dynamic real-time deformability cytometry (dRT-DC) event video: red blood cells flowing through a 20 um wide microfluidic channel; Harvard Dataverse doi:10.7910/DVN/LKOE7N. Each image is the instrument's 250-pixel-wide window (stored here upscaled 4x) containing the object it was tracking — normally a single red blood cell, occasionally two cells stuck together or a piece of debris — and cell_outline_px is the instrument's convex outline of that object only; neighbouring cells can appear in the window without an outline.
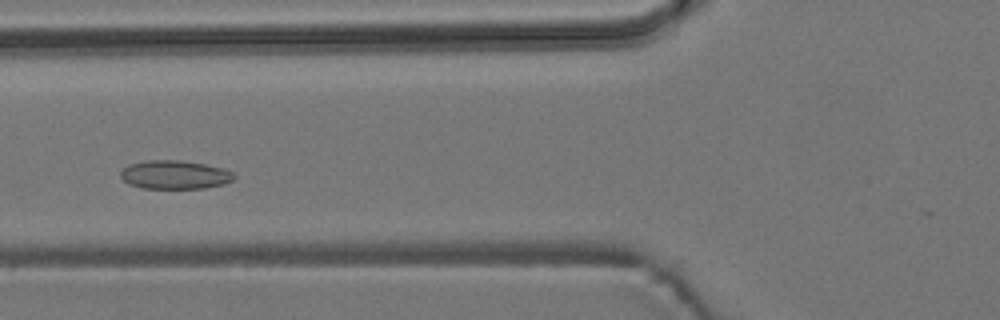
{"species": "common noctule bat (a hibernating species)", "species_latin": "Nyctalus noctula", "temperature_condition": "room temperature", "stored_images_in_passage": 6, "camera_frame_rate_fps": 3000, "um_per_image_px": 0.085, "animal": {"sex": "male", "body_mass_g": 19.2, "forearm_length_mm": 51.8}, "frame": {"image": 1, "passage_image": 4, "time_ms": 3.333, "image_size_px": [1000, 320], "cell_outline_px": [[236, 176], [232, 180], [224, 184], [204, 188], [144, 188], [128, 184], [120, 176], [120, 172], [128, 164], [144, 160], [180, 160], [204, 164], [224, 168], [232, 172]], "centroid_in_image_um": [14.84, 14.84], "position_along_channel_um": 111.0, "area_um2": 18.96}}
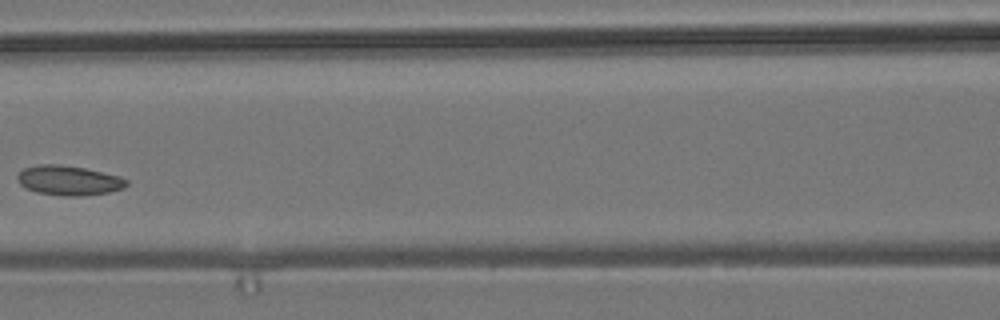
{"frame": {"image": 2, "passage_image": 5, "time_ms": 4.667, "image_size_px": [1000, 320], "cell_outline_px": [[128, 184], [124, 188], [108, 192], [84, 196], [64, 196], [36, 192], [20, 184], [16, 176], [24, 168], [40, 164], [60, 164], [84, 168], [120, 176], [128, 180]], "centroid_in_image_um": [5.86, 15.34], "position_along_channel_um": 160.7, "area_um2": 18.84}}
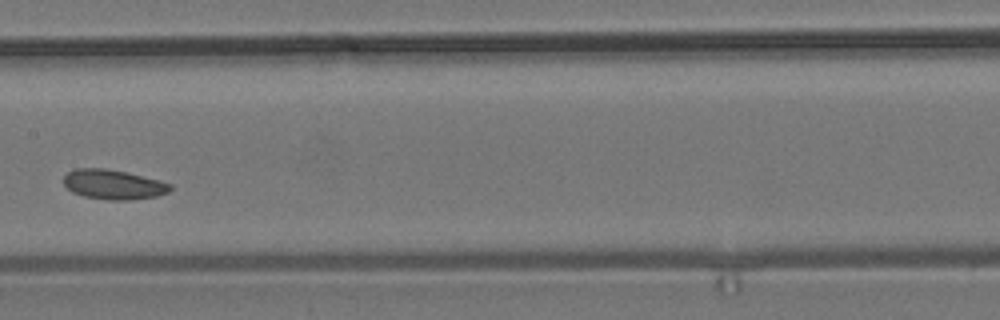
{"frame": {"image": 3, "passage_image": 6, "time_ms": 5.667, "image_size_px": [1000, 320], "cell_outline_px": [[172, 188], [168, 192], [156, 196], [128, 200], [108, 200], [84, 196], [72, 192], [64, 184], [64, 176], [68, 172], [76, 168], [104, 168], [124, 172], [160, 180], [172, 184]], "centroid_in_image_um": [9.64, 15.68], "position_along_channel_um": 197.8, "area_um2": 18.32}}